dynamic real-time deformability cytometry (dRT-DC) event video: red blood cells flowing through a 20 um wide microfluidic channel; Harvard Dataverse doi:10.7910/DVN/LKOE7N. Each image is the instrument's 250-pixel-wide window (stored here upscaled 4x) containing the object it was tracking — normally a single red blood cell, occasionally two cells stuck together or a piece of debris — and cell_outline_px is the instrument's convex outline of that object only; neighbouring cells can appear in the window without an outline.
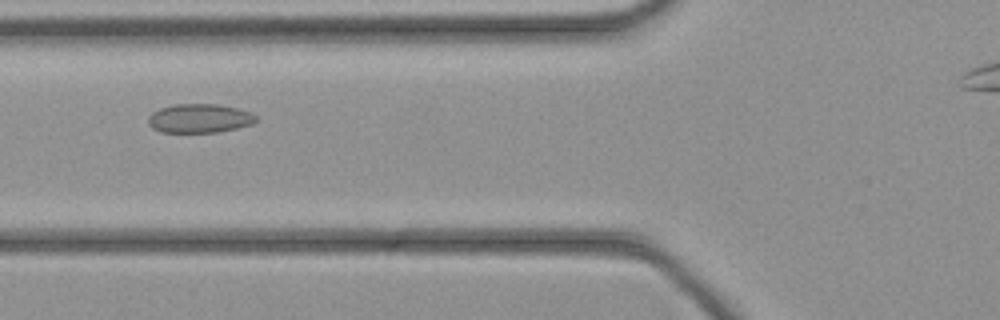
{"species": "common noctule bat (a hibernating species)", "species_latin": "Nyctalus noctula", "temperature_condition": "cold", "stored_images_in_passage": 13, "camera_frame_rate_fps": 3000, "um_per_image_px": 0.085, "animal": {"sex": "female", "body_mass_g": 21.9}, "frame": {"image": 1, "passage_image": 3, "time_ms": 0.667, "image_size_px": [1000, 320], "cell_outline_px": [[256, 120], [252, 124], [236, 128], [216, 132], [160, 132], [152, 128], [148, 124], [148, 116], [152, 112], [160, 108], [172, 104], [216, 104], [236, 108], [248, 112], [256, 116]], "centroid_in_image_um": [16.89, 10.06], "position_along_channel_um": 108.9, "area_um2": 18.09}}
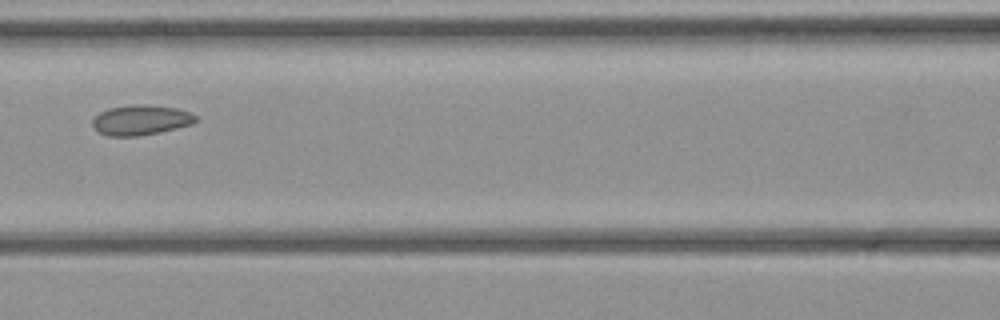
{"frame": {"image": 2, "passage_image": 6, "time_ms": 1.667, "image_size_px": [1000, 320], "cell_outline_px": [[196, 120], [192, 124], [160, 132], [140, 136], [108, 136], [100, 132], [92, 124], [92, 120], [100, 112], [108, 108], [132, 104], [136, 104], [176, 108], [188, 112], [196, 116]], "centroid_in_image_um": [11.95, 10.21], "position_along_channel_um": 154.7, "area_um2": 17.86}}
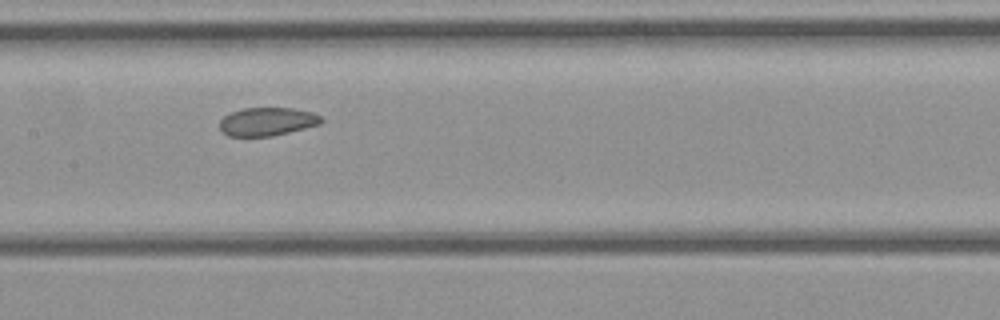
{"frame": {"image": 3, "passage_image": 8, "time_ms": 2.333, "image_size_px": [1000, 320], "cell_outline_px": [[324, 120], [320, 124], [272, 136], [228, 136], [220, 128], [220, 120], [224, 116], [232, 112], [244, 108], [292, 108], [312, 112], [320, 116]], "centroid_in_image_um": [22.72, 10.33], "position_along_channel_um": 184.7, "area_um2": 16.59}}